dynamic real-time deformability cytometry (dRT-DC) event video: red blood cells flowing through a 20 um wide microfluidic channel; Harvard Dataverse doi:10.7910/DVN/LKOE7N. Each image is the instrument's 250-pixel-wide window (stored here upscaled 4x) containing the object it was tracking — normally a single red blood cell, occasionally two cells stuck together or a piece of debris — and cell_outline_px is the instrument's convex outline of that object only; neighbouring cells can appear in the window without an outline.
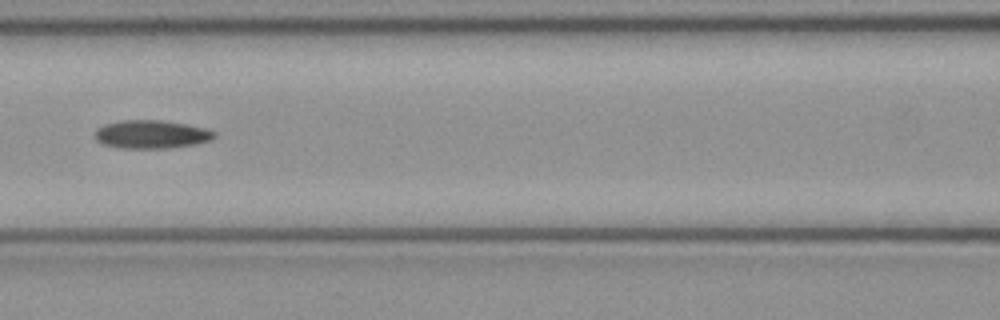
{"species": "common noctule bat (a hibernating species)", "species_latin": "Nyctalus noctula", "temperature_condition": "cold", "stored_images_in_passage": 6, "camera_frame_rate_fps": 3000, "um_per_image_px": 0.085, "animal": {"sex": "female", "body_mass_g": 21.9}, "frame": {"image": 1, "passage_image": 6, "time_ms": 1.667, "image_size_px": [1000, 320], "cell_outline_px": [[216, 136], [212, 140], [196, 144], [168, 148], [120, 148], [104, 144], [96, 140], [96, 128], [104, 124], [120, 120], [160, 120], [188, 124], [204, 128], [216, 132]], "centroid_in_image_um": [12.89, 11.41], "position_along_channel_um": 153.7, "area_um2": 19.77}}